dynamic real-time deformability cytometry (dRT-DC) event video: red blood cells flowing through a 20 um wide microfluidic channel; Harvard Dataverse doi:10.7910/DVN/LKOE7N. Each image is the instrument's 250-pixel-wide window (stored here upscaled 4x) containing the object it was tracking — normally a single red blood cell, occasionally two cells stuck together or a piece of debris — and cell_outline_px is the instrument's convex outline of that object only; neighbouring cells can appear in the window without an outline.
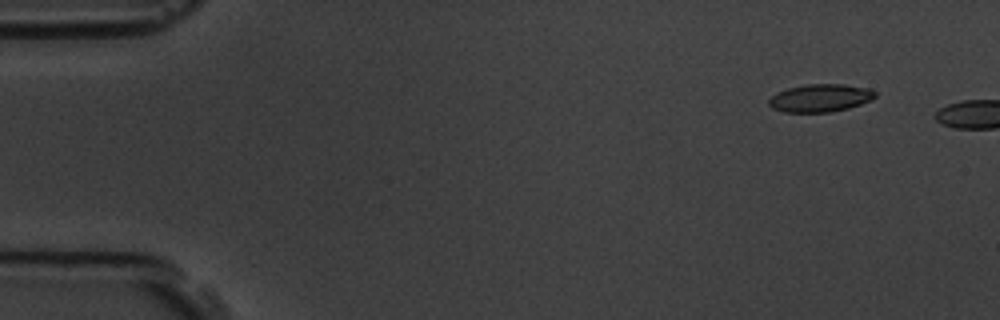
{"species": "common noctule bat (a hibernating species)", "species_latin": "Nyctalus noctula", "temperature_condition": "room temperature", "stored_images_in_passage": 3, "camera_frame_rate_fps": 3000, "um_per_image_px": 0.085, "animal": {"sex": "male", "body_mass_g": 19.5, "forearm_length_mm": 54.6}, "frame": {"image": 1, "passage_image": 2, "time_ms": 1.0, "image_size_px": [1000, 320], "cell_outline_px": [[876, 96], [872, 100], [848, 108], [832, 112], [784, 112], [772, 108], [768, 104], [768, 100], [776, 92], [788, 88], [808, 84], [844, 84], [868, 88], [876, 92]], "centroid_in_image_um": [69.72, 8.33], "position_along_channel_um": 15.3, "area_um2": 17.28}}